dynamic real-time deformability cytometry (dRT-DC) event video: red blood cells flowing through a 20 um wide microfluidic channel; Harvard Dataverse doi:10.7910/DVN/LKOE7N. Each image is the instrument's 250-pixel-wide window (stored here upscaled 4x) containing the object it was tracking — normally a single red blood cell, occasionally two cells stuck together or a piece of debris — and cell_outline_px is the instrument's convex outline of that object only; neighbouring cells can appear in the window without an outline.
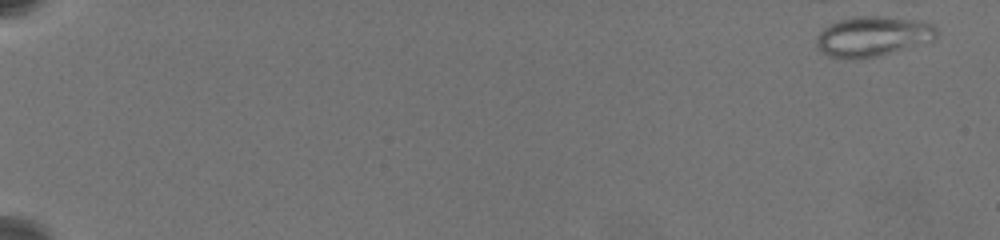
{"species": "common noctule bat (a hibernating species)", "species_latin": "Nyctalus noctula", "temperature_condition": "warm", "stored_images_in_passage": 2, "camera_frame_rate_fps": 3000, "um_per_image_px": 0.085, "animal": {"sex": "female", "body_mass_g": 19.5, "forearm_length_mm": 54.1}, "frame": {"image": 1, "passage_image": 1, "time_ms": 0.0, "image_size_px": [1000, 240], "cell_outline_px": [[940, 36], [932, 40], [880, 56], [864, 60], [828, 56], [820, 52], [816, 48], [816, 36], [824, 28], [840, 20], [852, 16], [884, 16], [932, 24], [940, 32]], "centroid_in_image_um": [74.15, 3.11], "position_along_channel_um": 10.9, "area_um2": 28.15}}